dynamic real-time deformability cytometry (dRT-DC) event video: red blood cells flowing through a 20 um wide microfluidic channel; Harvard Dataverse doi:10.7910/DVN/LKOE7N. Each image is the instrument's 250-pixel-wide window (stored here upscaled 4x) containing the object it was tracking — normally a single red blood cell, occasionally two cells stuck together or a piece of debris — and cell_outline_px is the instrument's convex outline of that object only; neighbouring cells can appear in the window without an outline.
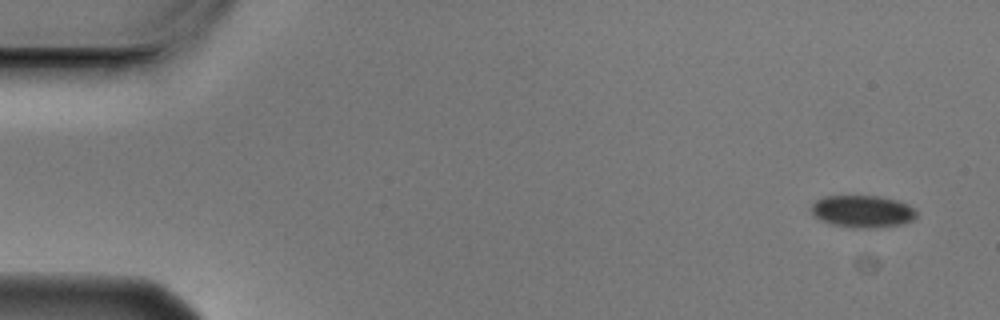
{"species": "Egyptian fruit bat (a non-hibernating species)", "species_latin": "Rousettus aegyptiacus", "temperature_condition": "cold", "stored_images_in_passage": 6, "camera_frame_rate_fps": 3000, "um_per_image_px": 0.085, "animal": {"sex": "male"}, "frame": {"image": 1, "passage_image": 1, "time_ms": 0.0, "image_size_px": [1000, 320], "cell_outline_px": [[916, 216], [912, 220], [904, 224], [876, 228], [852, 228], [832, 224], [820, 220], [812, 212], [812, 204], [816, 200], [824, 196], [880, 196], [900, 200], [916, 208]], "centroid_in_image_um": [73.36, 17.97], "position_along_channel_um": 11.6, "area_um2": 20.0}}
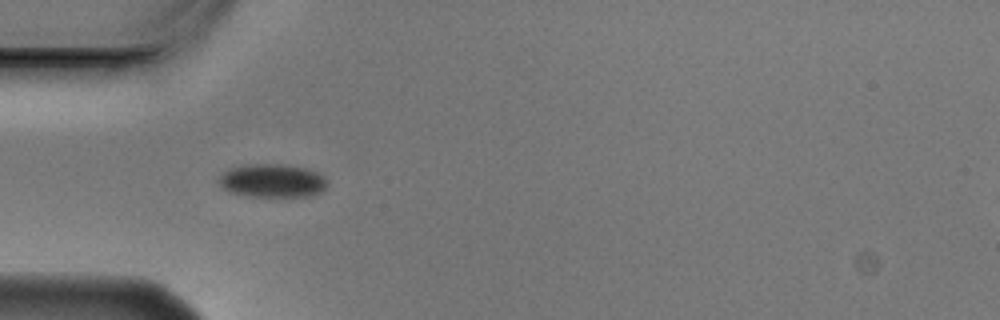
{"frame": {"image": 2, "passage_image": 5, "time_ms": 1.333, "image_size_px": [1000, 320], "cell_outline_px": [[328, 184], [320, 192], [312, 196], [248, 196], [228, 192], [216, 180], [228, 168], [252, 164], [284, 164], [304, 168], [316, 172], [324, 176]], "centroid_in_image_um": [23.13, 15.36], "position_along_channel_um": 61.9, "area_um2": 21.1}}
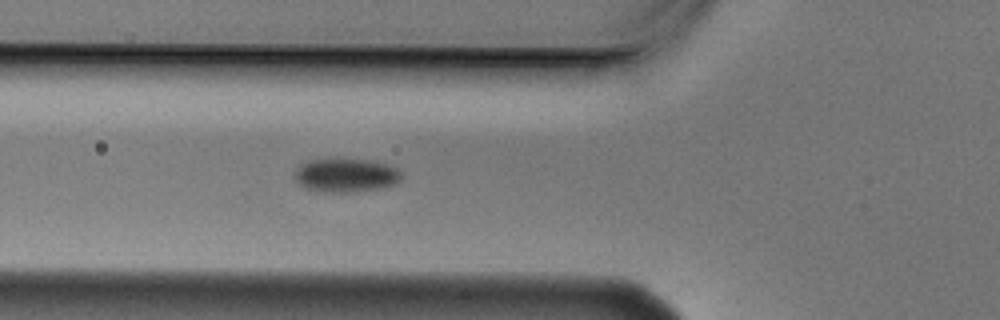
{"frame": {"image": 3, "passage_image": 6, "time_ms": 1.667, "image_size_px": [1000, 320], "cell_outline_px": [[400, 180], [392, 184], [380, 188], [348, 192], [324, 192], [304, 188], [292, 176], [292, 172], [300, 164], [308, 160], [372, 160], [388, 164], [396, 168], [400, 172]], "centroid_in_image_um": [29.33, 14.9], "position_along_channel_um": 96.5, "area_um2": 20.81}}